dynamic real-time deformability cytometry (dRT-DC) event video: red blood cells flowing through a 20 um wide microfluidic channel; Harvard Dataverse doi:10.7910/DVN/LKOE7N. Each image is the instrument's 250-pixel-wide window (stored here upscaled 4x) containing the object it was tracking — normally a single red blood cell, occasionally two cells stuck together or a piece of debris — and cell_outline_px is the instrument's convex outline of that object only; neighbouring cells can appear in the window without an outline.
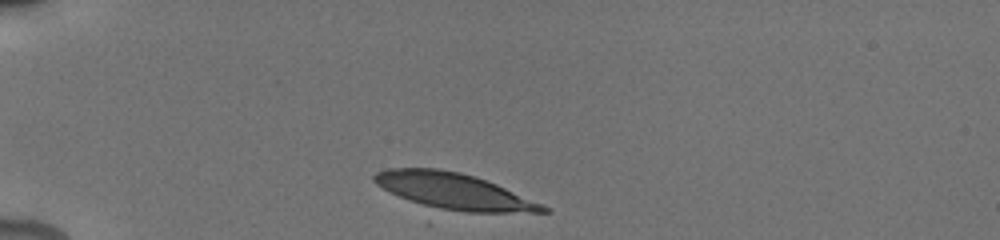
{"species": "human", "species_latin": "Homo sapiens", "temperature_condition": "cold", "stored_images_in_passage": 8, "camera_frame_rate_fps": 3000, "um_per_image_px": 0.085, "donor": {"sex": "male"}, "frame": {"image": 1, "passage_image": 1, "time_ms": 0.0, "image_size_px": [1000, 240], "cell_outline_px": [[552, 212], [464, 212], [440, 208], [424, 204], [400, 196], [376, 184], [372, 180], [372, 176], [376, 172], [388, 168], [436, 168], [460, 172], [476, 176], [496, 184], [540, 204], [548, 208]], "centroid_in_image_um": [38.55, 16.23], "position_along_channel_um": 46.4, "area_um2": 34.62}}